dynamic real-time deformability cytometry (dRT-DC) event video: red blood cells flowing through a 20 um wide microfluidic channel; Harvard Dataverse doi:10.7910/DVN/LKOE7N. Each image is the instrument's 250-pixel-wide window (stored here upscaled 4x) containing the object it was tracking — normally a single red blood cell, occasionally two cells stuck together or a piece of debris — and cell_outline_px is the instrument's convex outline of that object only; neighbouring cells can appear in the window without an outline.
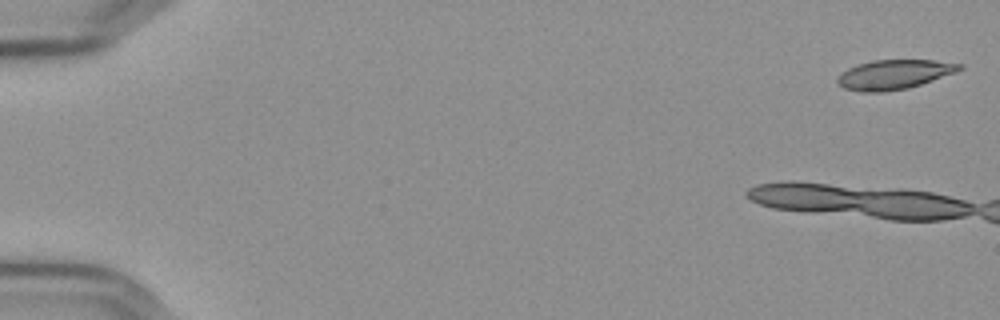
{"species": "Egyptian fruit bat (a non-hibernating species)", "species_latin": "Rousettus aegyptiacus", "temperature_condition": "cold", "stored_images_in_passage": 11, "camera_frame_rate_fps": 3000, "um_per_image_px": 0.085, "frame": {"image": 1, "passage_image": 1, "time_ms": 0.0, "image_size_px": [1000, 320], "cell_outline_px": [[964, 68], [956, 72], [908, 88], [884, 92], [860, 92], [844, 88], [836, 80], [840, 72], [856, 64], [872, 60], [932, 60], [964, 64]], "centroid_in_image_um": [75.98, 6.32], "position_along_channel_um": 9.0, "area_um2": 21.04}}